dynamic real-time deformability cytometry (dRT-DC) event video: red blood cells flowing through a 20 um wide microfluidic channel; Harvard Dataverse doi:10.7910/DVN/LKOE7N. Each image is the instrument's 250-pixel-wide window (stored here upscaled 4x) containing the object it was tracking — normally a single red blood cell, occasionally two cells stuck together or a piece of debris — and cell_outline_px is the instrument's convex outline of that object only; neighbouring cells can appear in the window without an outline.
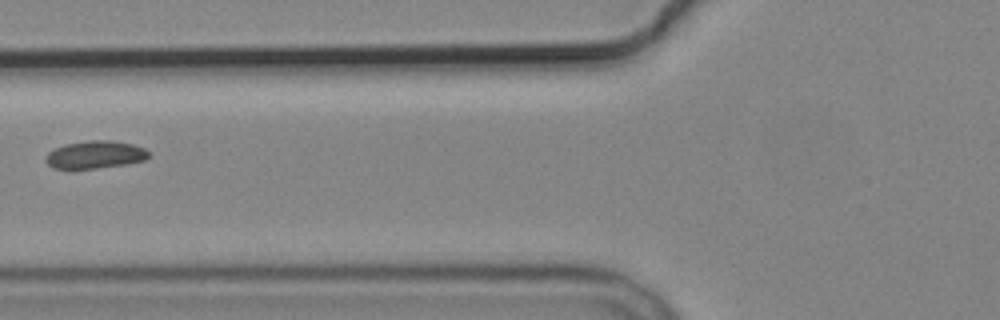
{"species": "common noctule bat (a hibernating species)", "species_latin": "Nyctalus noctula", "temperature_condition": "cold", "stored_images_in_passage": 7, "segment_of_instrument_passage": [2, 2], "camera_frame_rate_fps": 3000, "um_per_image_px": 0.085, "animal": {"sex": "male", "body_mass_g": 19.2, "forearm_length_mm": 51.8}, "frame": {"image": 1, "passage_image": 6, "time_ms": 5.667, "image_size_px": [1000, 320], "cell_outline_px": [[148, 156], [144, 160], [128, 164], [96, 168], [56, 168], [48, 164], [44, 160], [48, 152], [64, 144], [88, 140], [112, 140], [132, 144], [144, 148], [148, 152]], "centroid_in_image_um": [8.09, 13.13], "position_along_channel_um": 117.7, "area_um2": 16.47}}
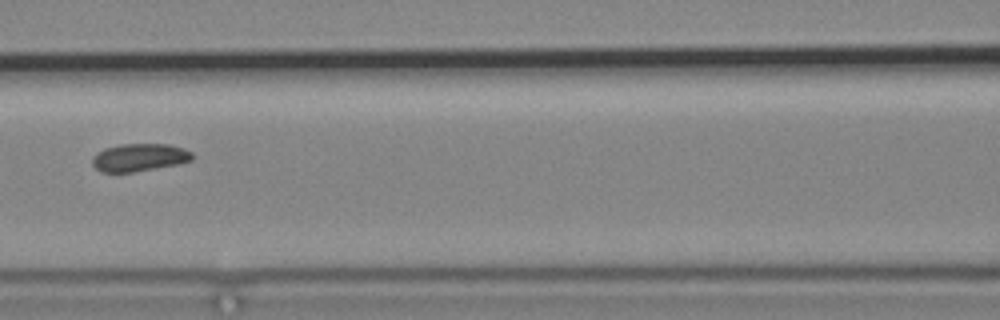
{"frame": {"image": 2, "passage_image": 7, "time_ms": 6.667, "image_size_px": [1000, 320], "cell_outline_px": [[192, 160], [180, 164], [132, 172], [100, 172], [92, 164], [92, 156], [96, 152], [104, 148], [120, 144], [168, 144], [184, 148], [192, 152]], "centroid_in_image_um": [11.83, 13.38], "position_along_channel_um": 154.8, "area_um2": 16.3}}